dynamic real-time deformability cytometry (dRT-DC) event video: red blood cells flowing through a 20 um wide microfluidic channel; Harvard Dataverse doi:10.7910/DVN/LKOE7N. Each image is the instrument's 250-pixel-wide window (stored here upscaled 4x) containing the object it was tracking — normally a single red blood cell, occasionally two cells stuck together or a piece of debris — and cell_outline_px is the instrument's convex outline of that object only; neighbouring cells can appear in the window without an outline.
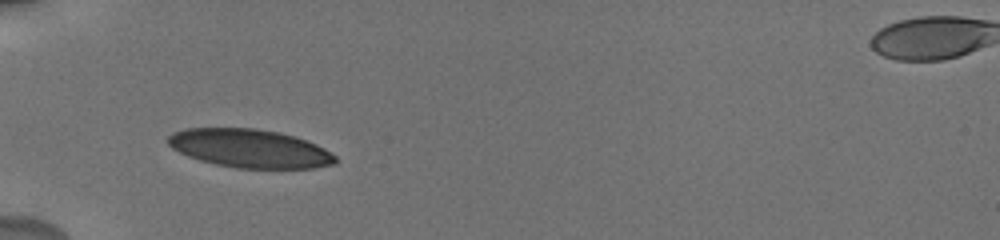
{"species": "human", "species_latin": "Homo sapiens", "temperature_condition": "cold", "stored_images_in_passage": 37, "camera_frame_rate_fps": 3000, "um_per_image_px": 0.085, "donor": {"sex": "male"}, "frame": {"image": 1, "passage_image": 1, "time_ms": 0.0, "image_size_px": [1000, 240], "cell_outline_px": [[336, 164], [312, 168], [236, 168], [216, 164], [200, 160], [188, 156], [172, 148], [168, 144], [168, 136], [172, 132], [184, 128], [256, 128], [276, 132], [292, 136], [316, 144], [324, 148], [336, 156]], "centroid_in_image_um": [21.2, 12.62], "position_along_channel_um": 63.8, "area_um2": 37.34}}
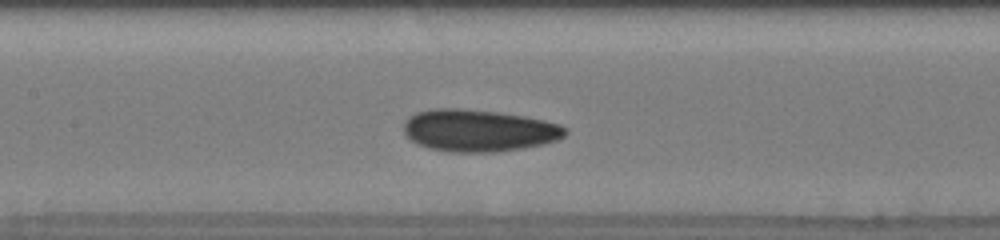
{"frame": {"image": 2, "passage_image": 10, "time_ms": 3.0, "image_size_px": [1000, 240], "cell_outline_px": [[568, 132], [564, 136], [556, 140], [544, 144], [524, 148], [492, 152], [452, 152], [428, 148], [412, 140], [404, 132], [404, 120], [416, 112], [436, 108], [460, 108], [496, 112], [524, 116], [544, 120], [560, 124], [568, 128]], "centroid_in_image_um": [40.71, 11.09], "position_along_channel_um": 166.7, "area_um2": 39.59}}
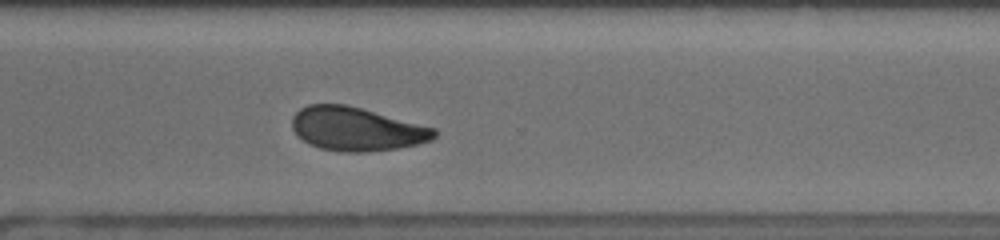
{"frame": {"image": 3, "passage_image": 24, "time_ms": 7.667, "image_size_px": [1000, 240], "cell_outline_px": [[436, 136], [432, 140], [420, 144], [396, 148], [364, 152], [344, 152], [320, 148], [308, 144], [292, 128], [292, 116], [300, 108], [308, 104], [348, 104], [436, 128]], "centroid_in_image_um": [30.31, 10.95], "position_along_channel_um": 340.3, "area_um2": 36.24}, "authors_computed_cell_mechanics": {"area_um2": 37.4544, "velocity_mm_per_s": 3.7274, "shape_relaxation_time_tau1_ms": 3.9288, "shape_relaxation_time_tau2_ms": 2.7836, "deformation_change_tau1": 0.1213, "deformation_change_tau2": 0.0692}}